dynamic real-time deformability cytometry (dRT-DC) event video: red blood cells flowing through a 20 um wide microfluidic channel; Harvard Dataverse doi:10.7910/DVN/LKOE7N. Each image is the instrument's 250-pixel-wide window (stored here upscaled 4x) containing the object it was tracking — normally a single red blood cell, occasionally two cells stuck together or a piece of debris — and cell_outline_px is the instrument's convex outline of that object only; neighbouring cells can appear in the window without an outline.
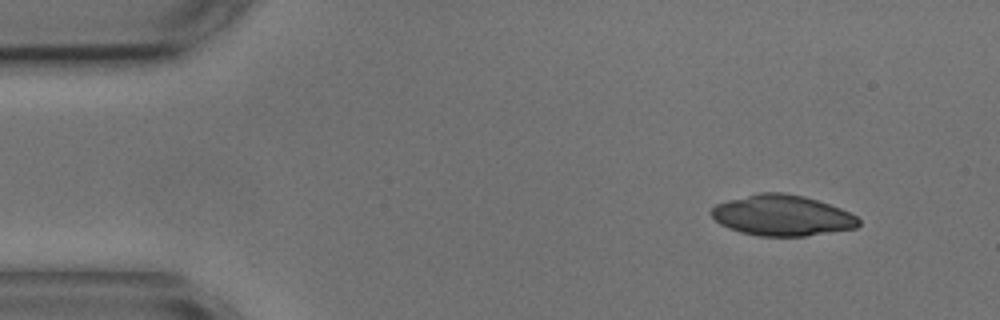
{"species": "common noctule bat (a hibernating species)", "species_latin": "Nyctalus noctula", "temperature_condition": "cold", "stored_images_in_passage": 50, "camera_frame_rate_fps": 3000, "um_per_image_px": 0.085, "animal": {"sex": "male", "body_mass_g": 17.9, "forearm_length_mm": 54.2}, "frame": {"image": 1, "passage_image": 1, "time_ms": 0.0, "image_size_px": [1000, 320], "cell_outline_px": [[860, 224], [856, 228], [804, 236], [760, 236], [740, 232], [728, 228], [720, 224], [708, 212], [716, 204], [728, 200], [760, 192], [784, 192], [804, 196], [840, 208], [856, 216], [860, 220]], "centroid_in_image_um": [66.46, 18.31], "position_along_channel_um": 18.5, "area_um2": 34.91}}